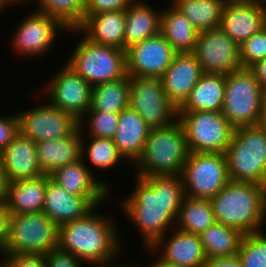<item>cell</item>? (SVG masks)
<instances>
[{"label": "cell", "mask_w": 266, "mask_h": 267, "mask_svg": "<svg viewBox=\"0 0 266 267\" xmlns=\"http://www.w3.org/2000/svg\"><path fill=\"white\" fill-rule=\"evenodd\" d=\"M134 183L133 192L114 203H119L148 249L175 227L185 197L183 181L181 176H136Z\"/></svg>", "instance_id": "obj_1"}, {"label": "cell", "mask_w": 266, "mask_h": 267, "mask_svg": "<svg viewBox=\"0 0 266 267\" xmlns=\"http://www.w3.org/2000/svg\"><path fill=\"white\" fill-rule=\"evenodd\" d=\"M95 206L84 217L59 227L58 247L70 252L88 266L107 267L115 264L123 248L119 231L110 213ZM98 209V210H97Z\"/></svg>", "instance_id": "obj_2"}, {"label": "cell", "mask_w": 266, "mask_h": 267, "mask_svg": "<svg viewBox=\"0 0 266 267\" xmlns=\"http://www.w3.org/2000/svg\"><path fill=\"white\" fill-rule=\"evenodd\" d=\"M211 203L217 222L238 229L244 235L264 230L266 186L230 180Z\"/></svg>", "instance_id": "obj_3"}, {"label": "cell", "mask_w": 266, "mask_h": 267, "mask_svg": "<svg viewBox=\"0 0 266 267\" xmlns=\"http://www.w3.org/2000/svg\"><path fill=\"white\" fill-rule=\"evenodd\" d=\"M188 154L185 131L177 119L169 126L150 129L134 174L140 178L181 176Z\"/></svg>", "instance_id": "obj_4"}, {"label": "cell", "mask_w": 266, "mask_h": 267, "mask_svg": "<svg viewBox=\"0 0 266 267\" xmlns=\"http://www.w3.org/2000/svg\"><path fill=\"white\" fill-rule=\"evenodd\" d=\"M225 156L231 181L266 186V133L258 125L235 128Z\"/></svg>", "instance_id": "obj_5"}, {"label": "cell", "mask_w": 266, "mask_h": 267, "mask_svg": "<svg viewBox=\"0 0 266 267\" xmlns=\"http://www.w3.org/2000/svg\"><path fill=\"white\" fill-rule=\"evenodd\" d=\"M78 33L81 40L72 50L67 64L92 87L115 81L127 75L126 51L113 46L99 45L87 40L77 29L66 33Z\"/></svg>", "instance_id": "obj_6"}, {"label": "cell", "mask_w": 266, "mask_h": 267, "mask_svg": "<svg viewBox=\"0 0 266 267\" xmlns=\"http://www.w3.org/2000/svg\"><path fill=\"white\" fill-rule=\"evenodd\" d=\"M59 227L44 213L13 214L1 254H42L58 248Z\"/></svg>", "instance_id": "obj_7"}, {"label": "cell", "mask_w": 266, "mask_h": 267, "mask_svg": "<svg viewBox=\"0 0 266 267\" xmlns=\"http://www.w3.org/2000/svg\"><path fill=\"white\" fill-rule=\"evenodd\" d=\"M265 94L249 68L233 71L225 75L222 112L234 128L257 125Z\"/></svg>", "instance_id": "obj_8"}, {"label": "cell", "mask_w": 266, "mask_h": 267, "mask_svg": "<svg viewBox=\"0 0 266 267\" xmlns=\"http://www.w3.org/2000/svg\"><path fill=\"white\" fill-rule=\"evenodd\" d=\"M189 152L225 154L234 127L222 111H177Z\"/></svg>", "instance_id": "obj_9"}, {"label": "cell", "mask_w": 266, "mask_h": 267, "mask_svg": "<svg viewBox=\"0 0 266 267\" xmlns=\"http://www.w3.org/2000/svg\"><path fill=\"white\" fill-rule=\"evenodd\" d=\"M181 178L186 196L211 200L230 181L225 154L189 152Z\"/></svg>", "instance_id": "obj_10"}, {"label": "cell", "mask_w": 266, "mask_h": 267, "mask_svg": "<svg viewBox=\"0 0 266 267\" xmlns=\"http://www.w3.org/2000/svg\"><path fill=\"white\" fill-rule=\"evenodd\" d=\"M129 107L151 129L169 126L178 119L177 107L169 100L160 78L131 76Z\"/></svg>", "instance_id": "obj_11"}, {"label": "cell", "mask_w": 266, "mask_h": 267, "mask_svg": "<svg viewBox=\"0 0 266 267\" xmlns=\"http://www.w3.org/2000/svg\"><path fill=\"white\" fill-rule=\"evenodd\" d=\"M55 72L50 82L44 84L43 95L48 96L52 106L80 120L91 107L92 86L67 63Z\"/></svg>", "instance_id": "obj_12"}, {"label": "cell", "mask_w": 266, "mask_h": 267, "mask_svg": "<svg viewBox=\"0 0 266 267\" xmlns=\"http://www.w3.org/2000/svg\"><path fill=\"white\" fill-rule=\"evenodd\" d=\"M19 23L11 38L12 48L20 56L24 55V58L26 56L29 59L49 53L52 45H55L58 33L68 31L55 17L36 10L28 13Z\"/></svg>", "instance_id": "obj_13"}, {"label": "cell", "mask_w": 266, "mask_h": 267, "mask_svg": "<svg viewBox=\"0 0 266 267\" xmlns=\"http://www.w3.org/2000/svg\"><path fill=\"white\" fill-rule=\"evenodd\" d=\"M19 132L34 142L70 136L78 127L77 120L71 113L43 102L17 113Z\"/></svg>", "instance_id": "obj_14"}, {"label": "cell", "mask_w": 266, "mask_h": 267, "mask_svg": "<svg viewBox=\"0 0 266 267\" xmlns=\"http://www.w3.org/2000/svg\"><path fill=\"white\" fill-rule=\"evenodd\" d=\"M193 53L203 73L227 75L242 68L239 45L220 28L200 31Z\"/></svg>", "instance_id": "obj_15"}, {"label": "cell", "mask_w": 266, "mask_h": 267, "mask_svg": "<svg viewBox=\"0 0 266 267\" xmlns=\"http://www.w3.org/2000/svg\"><path fill=\"white\" fill-rule=\"evenodd\" d=\"M178 52L160 33L126 50L127 75L161 78Z\"/></svg>", "instance_id": "obj_16"}, {"label": "cell", "mask_w": 266, "mask_h": 267, "mask_svg": "<svg viewBox=\"0 0 266 267\" xmlns=\"http://www.w3.org/2000/svg\"><path fill=\"white\" fill-rule=\"evenodd\" d=\"M110 197H82L65 191L47 175L44 212L58 227L84 217Z\"/></svg>", "instance_id": "obj_17"}, {"label": "cell", "mask_w": 266, "mask_h": 267, "mask_svg": "<svg viewBox=\"0 0 266 267\" xmlns=\"http://www.w3.org/2000/svg\"><path fill=\"white\" fill-rule=\"evenodd\" d=\"M266 26V6L255 2H226L220 29L238 45Z\"/></svg>", "instance_id": "obj_18"}, {"label": "cell", "mask_w": 266, "mask_h": 267, "mask_svg": "<svg viewBox=\"0 0 266 267\" xmlns=\"http://www.w3.org/2000/svg\"><path fill=\"white\" fill-rule=\"evenodd\" d=\"M151 249L154 253L160 251L158 256L165 262L181 267H201L207 259L200 236L176 227L161 237Z\"/></svg>", "instance_id": "obj_19"}, {"label": "cell", "mask_w": 266, "mask_h": 267, "mask_svg": "<svg viewBox=\"0 0 266 267\" xmlns=\"http://www.w3.org/2000/svg\"><path fill=\"white\" fill-rule=\"evenodd\" d=\"M203 71L193 52L177 53L161 76L163 89L178 108L196 86Z\"/></svg>", "instance_id": "obj_20"}, {"label": "cell", "mask_w": 266, "mask_h": 267, "mask_svg": "<svg viewBox=\"0 0 266 267\" xmlns=\"http://www.w3.org/2000/svg\"><path fill=\"white\" fill-rule=\"evenodd\" d=\"M0 158L9 182L35 179L44 175L38 162L36 142L20 132L1 151Z\"/></svg>", "instance_id": "obj_21"}, {"label": "cell", "mask_w": 266, "mask_h": 267, "mask_svg": "<svg viewBox=\"0 0 266 267\" xmlns=\"http://www.w3.org/2000/svg\"><path fill=\"white\" fill-rule=\"evenodd\" d=\"M50 177L65 191L74 195L82 197L111 196V184L106 180L104 181L103 178L100 179L98 176L96 178L82 158L57 168L50 174Z\"/></svg>", "instance_id": "obj_22"}, {"label": "cell", "mask_w": 266, "mask_h": 267, "mask_svg": "<svg viewBox=\"0 0 266 267\" xmlns=\"http://www.w3.org/2000/svg\"><path fill=\"white\" fill-rule=\"evenodd\" d=\"M150 127L137 111L128 107L119 113L118 126L113 138L119 154L132 166L140 158Z\"/></svg>", "instance_id": "obj_23"}, {"label": "cell", "mask_w": 266, "mask_h": 267, "mask_svg": "<svg viewBox=\"0 0 266 267\" xmlns=\"http://www.w3.org/2000/svg\"><path fill=\"white\" fill-rule=\"evenodd\" d=\"M126 11L84 15L76 28L90 42L124 50Z\"/></svg>", "instance_id": "obj_24"}, {"label": "cell", "mask_w": 266, "mask_h": 267, "mask_svg": "<svg viewBox=\"0 0 266 267\" xmlns=\"http://www.w3.org/2000/svg\"><path fill=\"white\" fill-rule=\"evenodd\" d=\"M81 130L78 127L70 136L36 142L38 162L45 175L57 168L81 159Z\"/></svg>", "instance_id": "obj_25"}, {"label": "cell", "mask_w": 266, "mask_h": 267, "mask_svg": "<svg viewBox=\"0 0 266 267\" xmlns=\"http://www.w3.org/2000/svg\"><path fill=\"white\" fill-rule=\"evenodd\" d=\"M162 9L146 1L135 0L126 10L124 50L160 34Z\"/></svg>", "instance_id": "obj_26"}, {"label": "cell", "mask_w": 266, "mask_h": 267, "mask_svg": "<svg viewBox=\"0 0 266 267\" xmlns=\"http://www.w3.org/2000/svg\"><path fill=\"white\" fill-rule=\"evenodd\" d=\"M225 75L203 73L177 111H222Z\"/></svg>", "instance_id": "obj_27"}, {"label": "cell", "mask_w": 266, "mask_h": 267, "mask_svg": "<svg viewBox=\"0 0 266 267\" xmlns=\"http://www.w3.org/2000/svg\"><path fill=\"white\" fill-rule=\"evenodd\" d=\"M47 175L9 182L6 204L10 214L42 212Z\"/></svg>", "instance_id": "obj_28"}, {"label": "cell", "mask_w": 266, "mask_h": 267, "mask_svg": "<svg viewBox=\"0 0 266 267\" xmlns=\"http://www.w3.org/2000/svg\"><path fill=\"white\" fill-rule=\"evenodd\" d=\"M169 5L162 10L160 33L178 53L194 52L199 32L179 10Z\"/></svg>", "instance_id": "obj_29"}, {"label": "cell", "mask_w": 266, "mask_h": 267, "mask_svg": "<svg viewBox=\"0 0 266 267\" xmlns=\"http://www.w3.org/2000/svg\"><path fill=\"white\" fill-rule=\"evenodd\" d=\"M200 32L220 28L224 0H170Z\"/></svg>", "instance_id": "obj_30"}, {"label": "cell", "mask_w": 266, "mask_h": 267, "mask_svg": "<svg viewBox=\"0 0 266 267\" xmlns=\"http://www.w3.org/2000/svg\"><path fill=\"white\" fill-rule=\"evenodd\" d=\"M216 222L214 209L209 199L184 197L179 208L175 227L196 235H201Z\"/></svg>", "instance_id": "obj_31"}, {"label": "cell", "mask_w": 266, "mask_h": 267, "mask_svg": "<svg viewBox=\"0 0 266 267\" xmlns=\"http://www.w3.org/2000/svg\"><path fill=\"white\" fill-rule=\"evenodd\" d=\"M130 76L92 87L91 107L88 111L120 113L129 107Z\"/></svg>", "instance_id": "obj_32"}, {"label": "cell", "mask_w": 266, "mask_h": 267, "mask_svg": "<svg viewBox=\"0 0 266 267\" xmlns=\"http://www.w3.org/2000/svg\"><path fill=\"white\" fill-rule=\"evenodd\" d=\"M199 236L206 258H215L237 254L244 234L216 221Z\"/></svg>", "instance_id": "obj_33"}, {"label": "cell", "mask_w": 266, "mask_h": 267, "mask_svg": "<svg viewBox=\"0 0 266 267\" xmlns=\"http://www.w3.org/2000/svg\"><path fill=\"white\" fill-rule=\"evenodd\" d=\"M85 137L89 139L87 140ZM81 141V158L83 161L91 163H86V165L92 173L93 170L91 168H96V170L99 169L101 172V169L110 170L113 169V167L116 168L122 161H125L124 158L119 154L113 139L81 135Z\"/></svg>", "instance_id": "obj_34"}, {"label": "cell", "mask_w": 266, "mask_h": 267, "mask_svg": "<svg viewBox=\"0 0 266 267\" xmlns=\"http://www.w3.org/2000/svg\"><path fill=\"white\" fill-rule=\"evenodd\" d=\"M35 4L36 11L55 17L67 29H76L84 20L86 0H36Z\"/></svg>", "instance_id": "obj_35"}, {"label": "cell", "mask_w": 266, "mask_h": 267, "mask_svg": "<svg viewBox=\"0 0 266 267\" xmlns=\"http://www.w3.org/2000/svg\"><path fill=\"white\" fill-rule=\"evenodd\" d=\"M118 117L119 113L87 111L79 120L81 135L113 139L118 126Z\"/></svg>", "instance_id": "obj_36"}, {"label": "cell", "mask_w": 266, "mask_h": 267, "mask_svg": "<svg viewBox=\"0 0 266 267\" xmlns=\"http://www.w3.org/2000/svg\"><path fill=\"white\" fill-rule=\"evenodd\" d=\"M244 235L237 256L242 267H266V231Z\"/></svg>", "instance_id": "obj_37"}, {"label": "cell", "mask_w": 266, "mask_h": 267, "mask_svg": "<svg viewBox=\"0 0 266 267\" xmlns=\"http://www.w3.org/2000/svg\"><path fill=\"white\" fill-rule=\"evenodd\" d=\"M242 68H250L266 58V26L239 45Z\"/></svg>", "instance_id": "obj_38"}, {"label": "cell", "mask_w": 266, "mask_h": 267, "mask_svg": "<svg viewBox=\"0 0 266 267\" xmlns=\"http://www.w3.org/2000/svg\"><path fill=\"white\" fill-rule=\"evenodd\" d=\"M135 0H86L84 15L110 11H126Z\"/></svg>", "instance_id": "obj_39"}, {"label": "cell", "mask_w": 266, "mask_h": 267, "mask_svg": "<svg viewBox=\"0 0 266 267\" xmlns=\"http://www.w3.org/2000/svg\"><path fill=\"white\" fill-rule=\"evenodd\" d=\"M19 133V118L17 113L0 114V153Z\"/></svg>", "instance_id": "obj_40"}, {"label": "cell", "mask_w": 266, "mask_h": 267, "mask_svg": "<svg viewBox=\"0 0 266 267\" xmlns=\"http://www.w3.org/2000/svg\"><path fill=\"white\" fill-rule=\"evenodd\" d=\"M45 265L46 267H83L86 264L70 252L58 247L45 255Z\"/></svg>", "instance_id": "obj_41"}, {"label": "cell", "mask_w": 266, "mask_h": 267, "mask_svg": "<svg viewBox=\"0 0 266 267\" xmlns=\"http://www.w3.org/2000/svg\"><path fill=\"white\" fill-rule=\"evenodd\" d=\"M3 256L6 267H46L45 255L42 254H8Z\"/></svg>", "instance_id": "obj_42"}, {"label": "cell", "mask_w": 266, "mask_h": 267, "mask_svg": "<svg viewBox=\"0 0 266 267\" xmlns=\"http://www.w3.org/2000/svg\"><path fill=\"white\" fill-rule=\"evenodd\" d=\"M10 216L6 202H0V253L3 252L8 240Z\"/></svg>", "instance_id": "obj_43"}, {"label": "cell", "mask_w": 266, "mask_h": 267, "mask_svg": "<svg viewBox=\"0 0 266 267\" xmlns=\"http://www.w3.org/2000/svg\"><path fill=\"white\" fill-rule=\"evenodd\" d=\"M201 267H242L237 254L233 256L207 258Z\"/></svg>", "instance_id": "obj_44"}, {"label": "cell", "mask_w": 266, "mask_h": 267, "mask_svg": "<svg viewBox=\"0 0 266 267\" xmlns=\"http://www.w3.org/2000/svg\"><path fill=\"white\" fill-rule=\"evenodd\" d=\"M255 79L260 83L261 87L266 91V58L256 62L249 68Z\"/></svg>", "instance_id": "obj_45"}, {"label": "cell", "mask_w": 266, "mask_h": 267, "mask_svg": "<svg viewBox=\"0 0 266 267\" xmlns=\"http://www.w3.org/2000/svg\"><path fill=\"white\" fill-rule=\"evenodd\" d=\"M9 181L0 158V202H6Z\"/></svg>", "instance_id": "obj_46"}, {"label": "cell", "mask_w": 266, "mask_h": 267, "mask_svg": "<svg viewBox=\"0 0 266 267\" xmlns=\"http://www.w3.org/2000/svg\"><path fill=\"white\" fill-rule=\"evenodd\" d=\"M149 252V255L152 253L153 256H156L157 260H155V262L153 261V263L151 264H147L145 265L146 267H181V266H178V265H175V264H171V263H168V262H165L164 260H162L158 255L157 253L154 255L153 253V250L151 248H148L147 249ZM151 252V253H150Z\"/></svg>", "instance_id": "obj_47"}, {"label": "cell", "mask_w": 266, "mask_h": 267, "mask_svg": "<svg viewBox=\"0 0 266 267\" xmlns=\"http://www.w3.org/2000/svg\"><path fill=\"white\" fill-rule=\"evenodd\" d=\"M257 125L266 133V94L262 101L261 112Z\"/></svg>", "instance_id": "obj_48"}, {"label": "cell", "mask_w": 266, "mask_h": 267, "mask_svg": "<svg viewBox=\"0 0 266 267\" xmlns=\"http://www.w3.org/2000/svg\"><path fill=\"white\" fill-rule=\"evenodd\" d=\"M8 1H9V3L11 4V6H12V5H15V6H16L17 4H18V5H22L21 3H23V4H24V3H25V4L27 3V4L29 5V3H30L29 1H32V2H33L34 0H8ZM35 2H36V0L34 1V3H35ZM19 3H20V4H19Z\"/></svg>", "instance_id": "obj_49"}, {"label": "cell", "mask_w": 266, "mask_h": 267, "mask_svg": "<svg viewBox=\"0 0 266 267\" xmlns=\"http://www.w3.org/2000/svg\"><path fill=\"white\" fill-rule=\"evenodd\" d=\"M10 3L8 0H0V13H2V10H4V8H8L7 6L10 7Z\"/></svg>", "instance_id": "obj_50"}, {"label": "cell", "mask_w": 266, "mask_h": 267, "mask_svg": "<svg viewBox=\"0 0 266 267\" xmlns=\"http://www.w3.org/2000/svg\"><path fill=\"white\" fill-rule=\"evenodd\" d=\"M120 263H118V264H114V265H111V266H107V267H141L140 265L138 266L137 265V263H136V265H134V264H129V265H126V262L124 263V265L123 264H120ZM143 267H145V265H142Z\"/></svg>", "instance_id": "obj_51"}, {"label": "cell", "mask_w": 266, "mask_h": 267, "mask_svg": "<svg viewBox=\"0 0 266 267\" xmlns=\"http://www.w3.org/2000/svg\"><path fill=\"white\" fill-rule=\"evenodd\" d=\"M1 256H0V259H1L0 260V267H6V263H5V259H4L3 254H1Z\"/></svg>", "instance_id": "obj_52"}, {"label": "cell", "mask_w": 266, "mask_h": 267, "mask_svg": "<svg viewBox=\"0 0 266 267\" xmlns=\"http://www.w3.org/2000/svg\"><path fill=\"white\" fill-rule=\"evenodd\" d=\"M225 2H251V0H224Z\"/></svg>", "instance_id": "obj_53"}, {"label": "cell", "mask_w": 266, "mask_h": 267, "mask_svg": "<svg viewBox=\"0 0 266 267\" xmlns=\"http://www.w3.org/2000/svg\"><path fill=\"white\" fill-rule=\"evenodd\" d=\"M252 2L263 4L266 6V0H251Z\"/></svg>", "instance_id": "obj_54"}]
</instances>
